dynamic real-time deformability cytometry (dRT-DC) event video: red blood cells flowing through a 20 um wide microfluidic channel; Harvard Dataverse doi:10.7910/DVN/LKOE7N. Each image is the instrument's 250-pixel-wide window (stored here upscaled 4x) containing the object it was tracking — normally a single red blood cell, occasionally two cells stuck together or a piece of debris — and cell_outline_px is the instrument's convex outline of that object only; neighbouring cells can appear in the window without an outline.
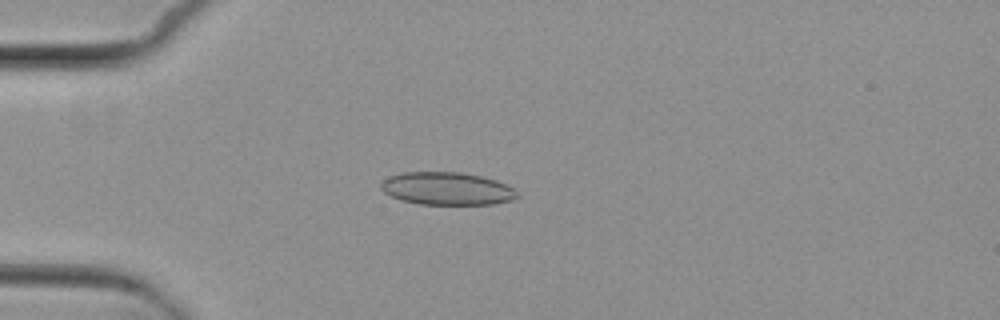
{"species": "common noctule bat (a hibernating species)", "species_latin": "Nyctalus noctula", "temperature_condition": "cold", "stored_images_in_passage": 6, "camera_frame_rate_fps": 3000, "um_per_image_px": 0.085, "animal": {"sex": "female", "body_mass_g": 29.2, "forearm_length_mm": 56.3}, "frame": {"image": 1, "passage_image": 3, "time_ms": 2.667, "image_size_px": [1000, 320], "cell_outline_px": [[520, 196], [512, 200], [492, 204], [420, 204], [400, 200], [384, 192], [380, 188], [380, 184], [388, 176], [404, 172], [460, 172], [480, 176], [496, 180], [512, 188]], "centroid_in_image_um": [37.97, 16.03], "position_along_channel_um": 47.0, "area_um2": 25.89}}
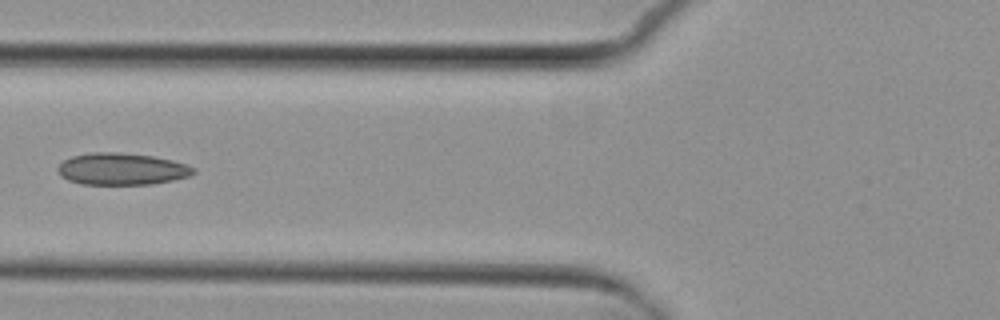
{"frame": {"image": 2, "passage_image": 5, "time_ms": 5.0, "image_size_px": [1000, 320], "cell_outline_px": [[196, 172], [188, 176], [172, 180], [152, 184], [80, 184], [68, 180], [60, 176], [56, 168], [64, 160], [72, 156], [92, 152], [116, 152], [152, 156], [172, 160], [196, 168]], "centroid_in_image_um": [10.32, 14.36], "position_along_channel_um": 115.5, "area_um2": 25.14}}
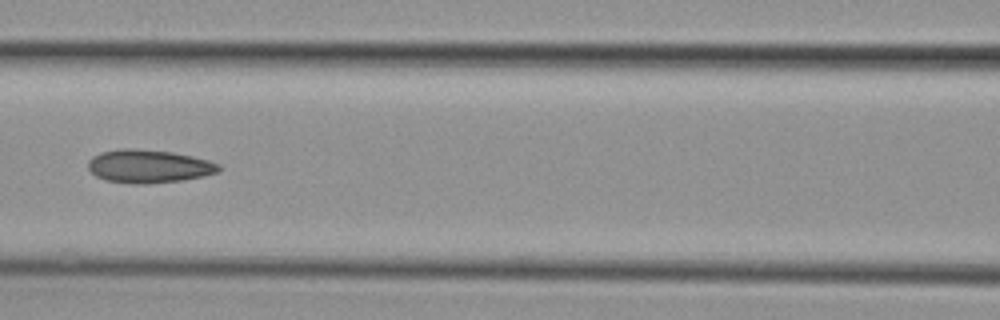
{"frame": {"image": 3, "passage_image": 6, "time_ms": 6.0, "image_size_px": [1000, 320], "cell_outline_px": [[220, 172], [204, 176], [180, 180], [148, 184], [132, 184], [104, 180], [96, 176], [88, 168], [88, 160], [92, 156], [100, 152], [120, 148], [132, 148], [172, 152], [192, 156], [208, 160], [220, 164]], "centroid_in_image_um": [12.62, 14.13], "position_along_channel_um": 154.0, "area_um2": 25.49}}